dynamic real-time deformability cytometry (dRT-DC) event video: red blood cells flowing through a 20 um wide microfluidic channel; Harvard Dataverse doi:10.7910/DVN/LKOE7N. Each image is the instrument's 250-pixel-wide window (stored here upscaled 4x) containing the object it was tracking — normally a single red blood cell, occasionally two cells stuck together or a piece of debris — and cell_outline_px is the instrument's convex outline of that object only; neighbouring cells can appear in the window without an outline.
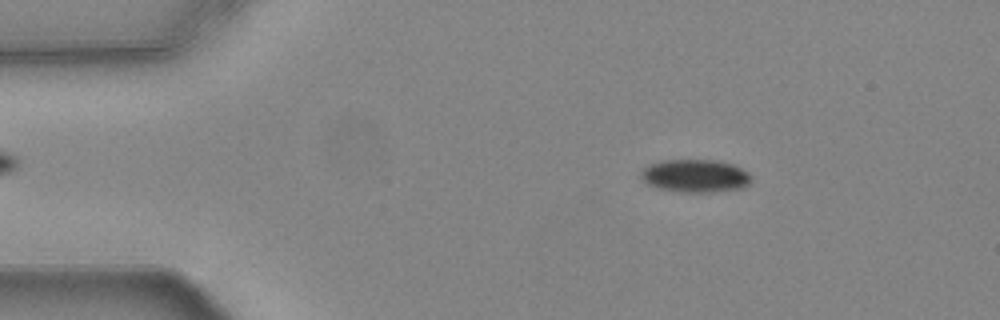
{"species": "common noctule bat (a hibernating species)", "species_latin": "Nyctalus noctula", "temperature_condition": "warm", "stored_images_in_passage": 54, "camera_frame_rate_fps": 3000, "um_per_image_px": 0.085, "animal": {"sex": "female", "body_mass_g": 24.6, "forearm_length_mm": 56.2}, "frame": {"image": 1, "passage_image": 8, "time_ms": 2.333, "image_size_px": [1000, 320], "cell_outline_px": [[752, 180], [744, 188], [712, 192], [680, 192], [660, 188], [648, 184], [640, 176], [640, 172], [648, 164], [660, 160], [720, 160], [732, 164], [748, 172]], "centroid_in_image_um": [59.1, 14.94], "position_along_channel_um": 25.9, "area_um2": 21.27}}
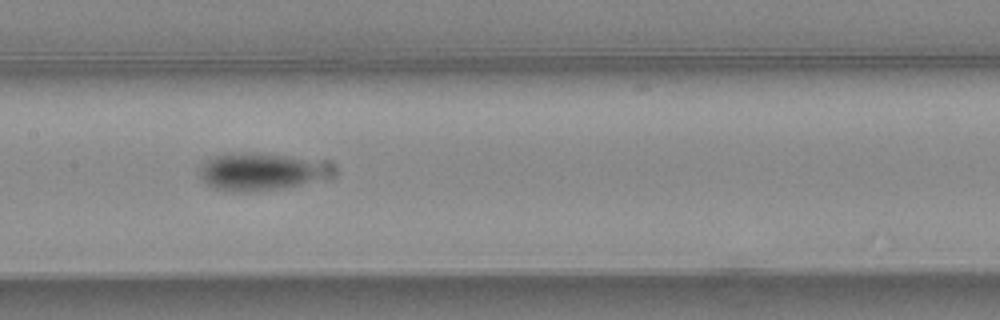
{"frame": {"image": 2, "passage_image": 26, "time_ms": 8.333, "image_size_px": [1000, 320], "cell_outline_px": [[316, 176], [300, 184], [280, 188], [244, 192], [228, 192], [204, 184], [200, 180], [200, 168], [208, 160], [216, 156], [236, 152], [284, 156], [304, 160], [312, 164]], "centroid_in_image_um": [21.63, 14.63], "position_along_channel_um": 185.8, "area_um2": 25.78}}
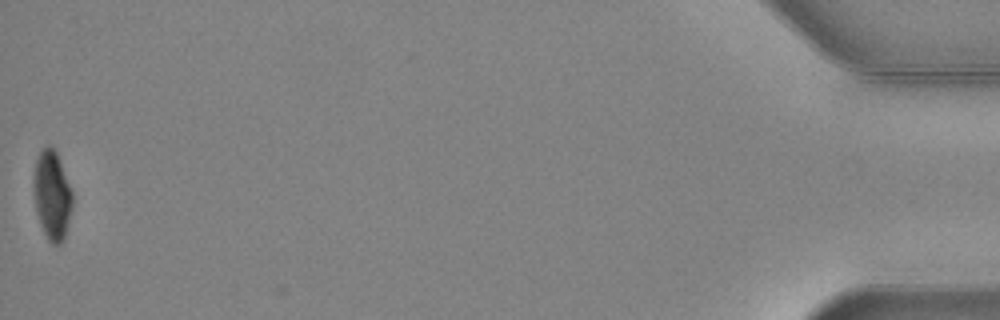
{"frame": {"image": 3, "passage_image": 54, "time_ms": 17.667, "image_size_px": [1000, 320], "cell_outline_px": [[72, 208], [64, 240], [60, 244], [52, 244], [48, 240], [40, 224], [36, 212], [32, 180], [32, 176], [36, 160], [40, 152], [48, 144], [52, 144], [56, 152], [72, 192]], "centroid_in_image_um": [4.4, 16.59], "position_along_channel_um": 430.8, "area_um2": 20.17}, "authors_computed_cell_mechanics": {"area_um2": 22.5131, "velocity_mm_per_s": 3.7458, "shape_relaxation_time_tau1_ms": 5.6884, "shape_relaxation_time_tau2_ms": null, "deformation_change_tau1": 0.1415, "deformation_change_tau2": null}}